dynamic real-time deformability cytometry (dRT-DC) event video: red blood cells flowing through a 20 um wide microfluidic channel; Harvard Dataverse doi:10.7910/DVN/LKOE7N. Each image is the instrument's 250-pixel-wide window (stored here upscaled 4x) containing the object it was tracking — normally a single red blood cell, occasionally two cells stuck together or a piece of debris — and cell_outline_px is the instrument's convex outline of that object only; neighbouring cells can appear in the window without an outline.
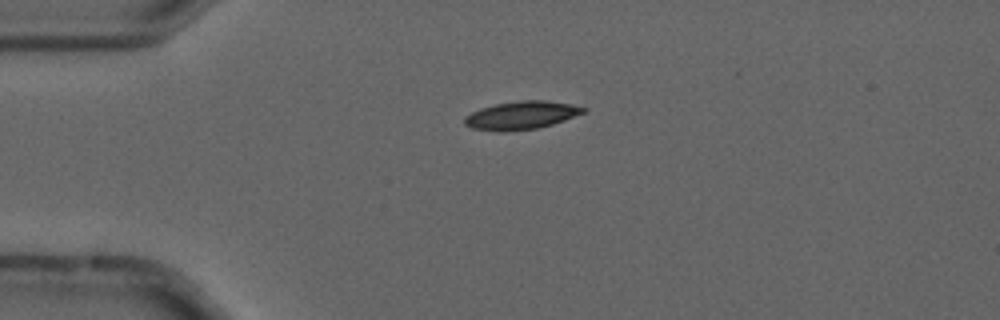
{"species": "common noctule bat (a hibernating species)", "species_latin": "Nyctalus noctula", "temperature_condition": "cold", "stored_images_in_passage": 5, "camera_frame_rate_fps": 3000, "um_per_image_px": 0.085, "animal": {"sex": "male", "forearm_length_mm": 52.5}, "frame": {"image": 1, "passage_image": 4, "time_ms": 1.0, "image_size_px": [1000, 320], "cell_outline_px": [[588, 112], [552, 124], [536, 128], [504, 132], [496, 132], [472, 128], [464, 124], [464, 116], [480, 108], [496, 104], [520, 100], [544, 100], [572, 104], [588, 108]], "centroid_in_image_um": [44.33, 9.8], "position_along_channel_um": 40.7, "area_um2": 19.65}}